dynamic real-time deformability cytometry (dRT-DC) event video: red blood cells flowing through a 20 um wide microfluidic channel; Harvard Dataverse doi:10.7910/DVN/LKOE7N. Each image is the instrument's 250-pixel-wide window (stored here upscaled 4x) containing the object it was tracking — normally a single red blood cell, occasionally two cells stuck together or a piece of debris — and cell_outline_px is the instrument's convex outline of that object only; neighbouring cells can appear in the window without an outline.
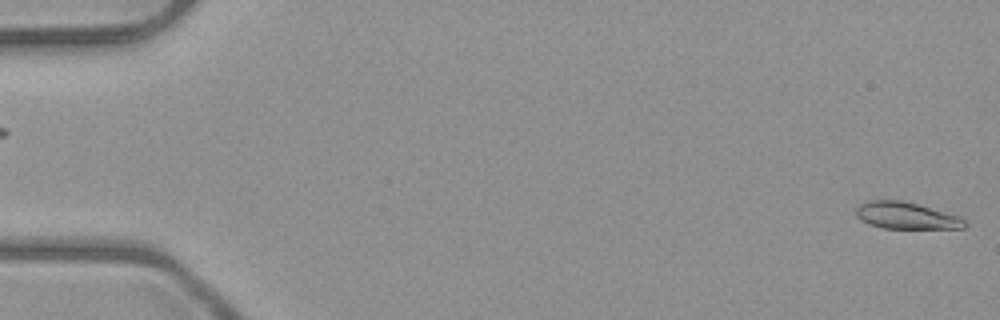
{"species": "common noctule bat (a hibernating species)", "species_latin": "Nyctalus noctula", "temperature_condition": "room temperature", "stored_images_in_passage": 6, "segment_of_instrument_passage": [2, 2], "camera_frame_rate_fps": 3000, "um_per_image_px": 0.085, "animal": {"sex": "male", "body_mass_g": 23.1, "forearm_length_mm": 52.7}, "frame": {"image": 1, "passage_image": 6, "time_ms": 5.667, "image_size_px": [1000, 320], "cell_outline_px": [[968, 224], [964, 228], [884, 228], [868, 224], [860, 220], [856, 216], [856, 208], [860, 204], [868, 200], [900, 200], [916, 204], [960, 216]], "centroid_in_image_um": [77.0, 18.33], "position_along_channel_um": 8.0, "area_um2": 16.88}}